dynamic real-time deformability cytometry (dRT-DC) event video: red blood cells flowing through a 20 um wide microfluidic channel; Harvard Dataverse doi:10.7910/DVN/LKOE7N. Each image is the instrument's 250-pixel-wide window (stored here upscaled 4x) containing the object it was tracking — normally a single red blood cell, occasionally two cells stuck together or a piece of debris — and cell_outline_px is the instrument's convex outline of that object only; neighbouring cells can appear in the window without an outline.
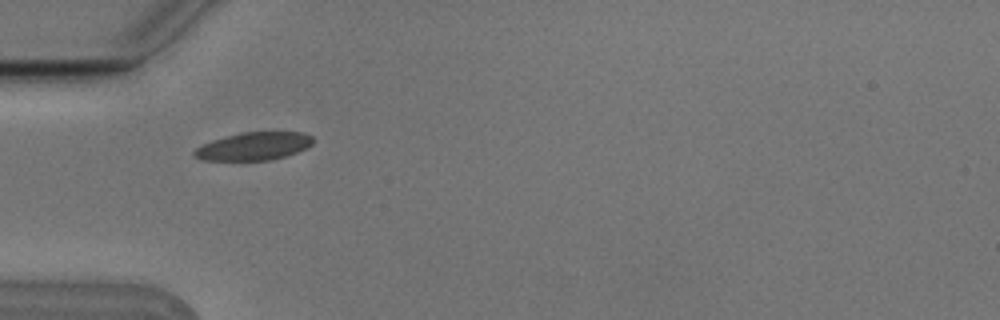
{"species": "Egyptian fruit bat (a non-hibernating species)", "species_latin": "Rousettus aegyptiacus", "temperature_condition": "cold", "stored_images_in_passage": 5, "camera_frame_rate_fps": 3000, "um_per_image_px": 0.085, "animal": {"sex": "male"}, "frame": {"image": 1, "passage_image": 2, "time_ms": 0.333, "image_size_px": [1000, 320], "cell_outline_px": [[312, 144], [296, 152], [284, 156], [268, 160], [204, 160], [192, 156], [192, 152], [196, 148], [212, 140], [224, 136], [240, 132], [304, 132], [312, 136]], "centroid_in_image_um": [21.53, 12.42], "position_along_channel_um": 63.5, "area_um2": 19.19}}
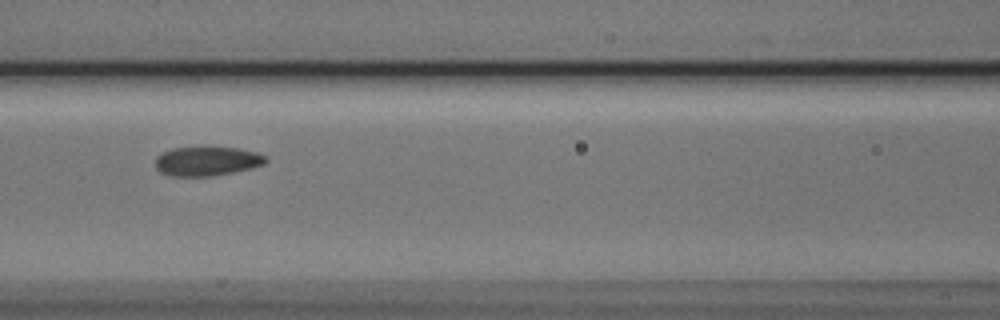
{"frame": {"image": 2, "passage_image": 4, "time_ms": 1.0, "image_size_px": [1000, 320], "cell_outline_px": [[268, 160], [264, 164], [252, 168], [212, 176], [172, 176], [160, 172], [156, 168], [156, 156], [160, 152], [172, 148], [204, 144], [236, 148], [256, 152], [268, 156]], "centroid_in_image_um": [17.58, 13.65], "position_along_channel_um": 149.0, "area_um2": 19.65}}
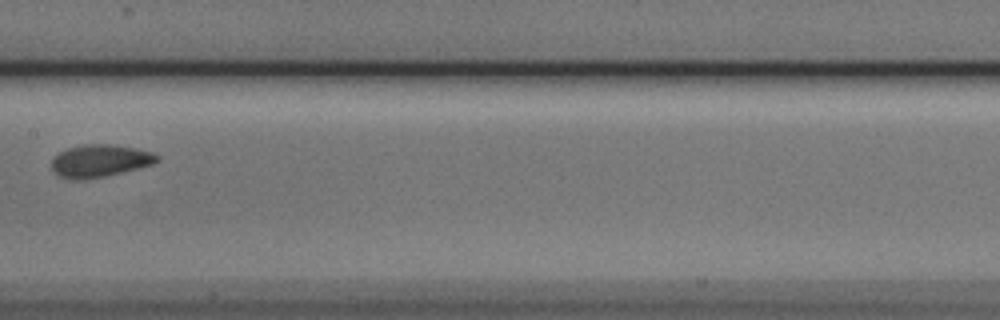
{"frame": {"image": 3, "passage_image": 5, "time_ms": 1.333, "image_size_px": [1000, 320], "cell_outline_px": [[160, 160], [152, 164], [104, 176], [76, 180], [60, 176], [52, 168], [52, 156], [68, 148], [84, 144], [112, 144], [152, 152], [160, 156]], "centroid_in_image_um": [8.48, 13.65], "position_along_channel_um": 198.9, "area_um2": 19.59}}